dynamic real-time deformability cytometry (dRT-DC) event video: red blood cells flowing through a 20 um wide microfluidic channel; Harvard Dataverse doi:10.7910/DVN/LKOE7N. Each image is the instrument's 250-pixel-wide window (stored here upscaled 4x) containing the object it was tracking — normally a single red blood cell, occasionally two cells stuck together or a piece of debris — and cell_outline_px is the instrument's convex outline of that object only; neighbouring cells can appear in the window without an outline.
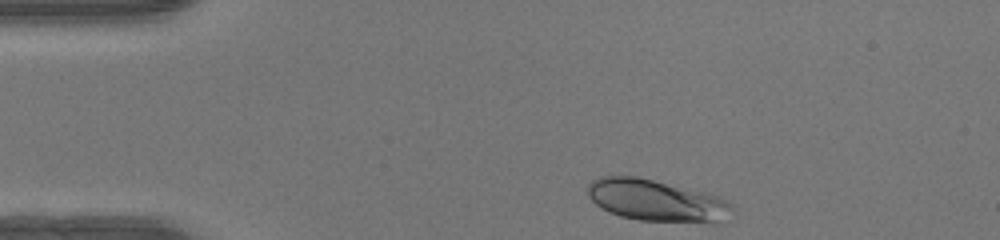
{"species": "human", "species_latin": "Homo sapiens", "temperature_condition": "warm", "stored_images_in_passage": 42, "camera_frame_rate_fps": 3000, "um_per_image_px": 0.085, "donor": {"sex": "female"}, "frame": {"image": 1, "passage_image": 1, "time_ms": 0.0, "image_size_px": [1000, 240], "cell_outline_px": [[732, 208], [716, 224], [640, 220], [620, 216], [608, 212], [596, 204], [588, 196], [588, 184], [592, 180], [600, 176], [636, 176], [704, 192], [720, 196], [728, 200], [732, 204]], "centroid_in_image_um": [55.78, 17.05], "position_along_channel_um": 29.2, "area_um2": 35.08}}
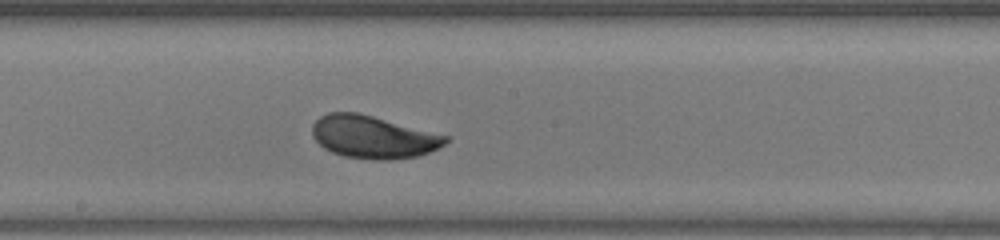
{"frame": {"image": 2, "passage_image": 19, "time_ms": 6.0, "image_size_px": [1000, 240], "cell_outline_px": [[448, 140], [444, 144], [428, 152], [416, 156], [392, 160], [376, 160], [344, 156], [332, 152], [324, 148], [312, 136], [312, 124], [320, 116], [328, 112], [356, 112], [372, 116], [448, 136]], "centroid_in_image_um": [31.67, 11.64], "position_along_channel_um": 216.5, "area_um2": 32.77}}
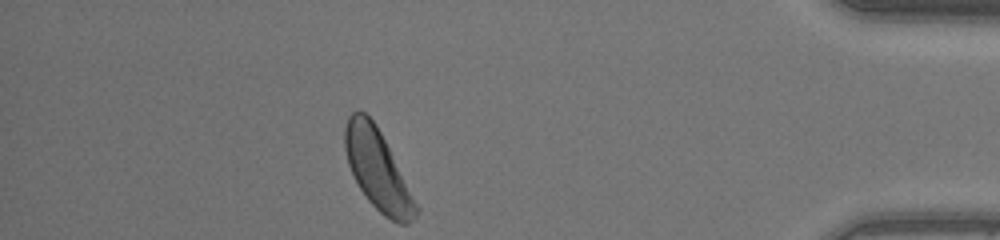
{"frame": {"image": 3, "passage_image": 36, "time_ms": 11.667, "image_size_px": [1000, 240], "cell_outline_px": [[420, 208], [416, 216], [408, 224], [400, 224], [384, 216], [368, 200], [360, 188], [348, 164], [344, 148], [344, 128], [348, 116], [352, 112], [364, 112], [376, 124]], "centroid_in_image_um": [32.1, 14.44], "position_along_channel_um": 403.1, "area_um2": 32.71}, "authors_computed_cell_mechanics": {"area_um2": 32.8304, "velocity_mm_per_s": 4.1237, "shape_relaxation_time_tau1_ms": 1.6424, "shape_relaxation_time_tau2_ms": null, "deformation_change_tau1": 0.0955, "deformation_change_tau2": null}}